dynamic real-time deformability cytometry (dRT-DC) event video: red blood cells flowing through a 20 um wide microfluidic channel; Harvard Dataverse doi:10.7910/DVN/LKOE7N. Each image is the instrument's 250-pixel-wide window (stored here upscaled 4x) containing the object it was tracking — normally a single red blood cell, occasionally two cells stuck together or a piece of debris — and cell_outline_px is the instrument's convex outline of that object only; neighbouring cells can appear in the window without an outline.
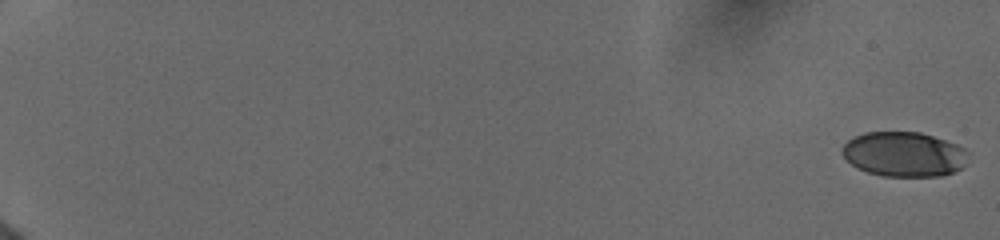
{"species": "human", "species_latin": "Homo sapiens", "temperature_condition": "cold", "stored_images_in_passage": 44, "camera_frame_rate_fps": 3000, "um_per_image_px": 0.085, "donor": {"sex": "female"}, "frame": {"image": 1, "passage_image": 1, "time_ms": 0.0, "image_size_px": [1000, 240], "cell_outline_px": [[972, 152], [964, 164], [960, 168], [952, 172], [940, 176], [884, 176], [868, 172], [856, 168], [840, 152], [844, 144], [848, 140], [864, 132], [920, 132], [956, 144]], "centroid_in_image_um": [76.85, 13.11], "position_along_channel_um": 8.1, "area_um2": 32.89}}
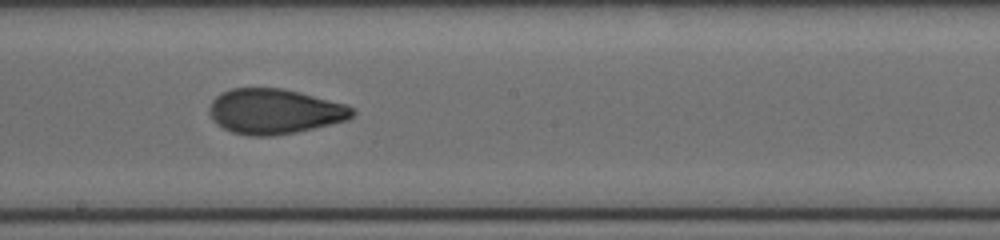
{"frame": {"image": 2, "passage_image": 25, "time_ms": 11.333, "image_size_px": [1000, 240], "cell_outline_px": [[356, 112], [348, 120], [296, 132], [272, 136], [248, 136], [232, 132], [216, 124], [212, 120], [208, 112], [208, 108], [212, 100], [216, 96], [232, 88], [280, 88], [300, 92], [344, 104], [352, 108]], "centroid_in_image_um": [23.3, 9.48], "position_along_channel_um": 224.9, "area_um2": 37.57}}
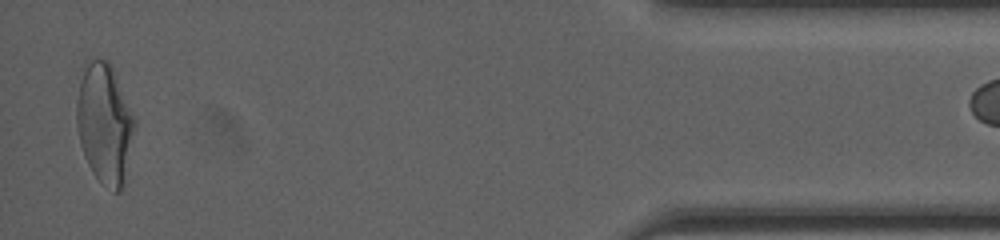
{"frame": {"image": 3, "passage_image": 43, "time_ms": 18.0, "image_size_px": [1000, 240], "cell_outline_px": [[136, 124], [124, 184], [120, 192], [112, 192], [92, 172], [84, 156], [80, 144], [76, 124], [76, 104], [80, 80], [84, 60], [108, 60], [112, 68], [136, 120]], "centroid_in_image_um": [8.88, 10.51], "position_along_channel_um": 426.3, "area_um2": 40.63}}